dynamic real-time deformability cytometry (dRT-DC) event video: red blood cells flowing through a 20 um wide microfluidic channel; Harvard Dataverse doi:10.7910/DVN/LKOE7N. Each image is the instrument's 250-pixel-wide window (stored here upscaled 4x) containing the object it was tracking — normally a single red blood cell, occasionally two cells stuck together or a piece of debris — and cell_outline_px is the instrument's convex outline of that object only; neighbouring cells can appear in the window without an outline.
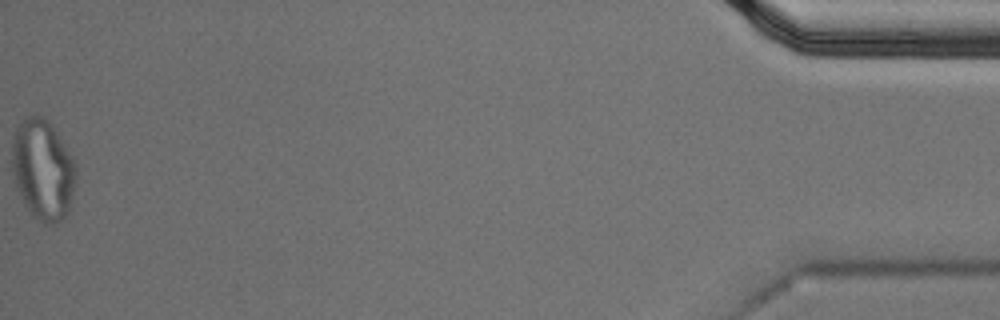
{"species": "Egyptian fruit bat (a non-hibernating species)", "species_latin": "Rousettus aegyptiacus", "temperature_condition": "cold", "stored_images_in_passage": 49, "segment_of_instrument_passage": [2, 2], "camera_frame_rate_fps": 3000, "um_per_image_px": 0.085, "animal": {"sex": "male"}, "frame": {"image": 1, "passage_image": 49, "time_ms": 16.0, "image_size_px": [1000, 320], "cell_outline_px": [[76, 184], [68, 212], [56, 224], [44, 224], [32, 216], [16, 188], [12, 172], [12, 140], [16, 124], [28, 116], [36, 112], [48, 120], [52, 124], [72, 156], [76, 164]], "centroid_in_image_um": [3.64, 14.39], "position_along_channel_um": 431.6, "area_um2": 38.15}}